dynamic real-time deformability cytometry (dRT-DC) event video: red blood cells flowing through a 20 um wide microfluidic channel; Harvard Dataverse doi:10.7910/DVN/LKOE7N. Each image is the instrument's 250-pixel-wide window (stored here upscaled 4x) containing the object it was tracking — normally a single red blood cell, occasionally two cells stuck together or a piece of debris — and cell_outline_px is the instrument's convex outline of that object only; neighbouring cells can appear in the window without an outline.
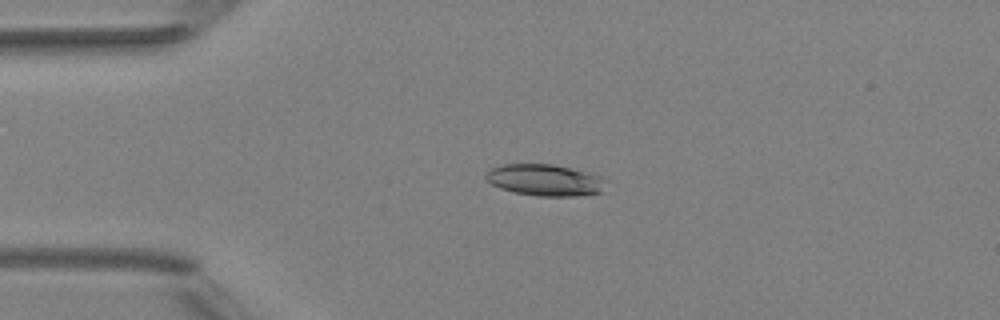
{"species": "Egyptian fruit bat (a non-hibernating species)", "species_latin": "Rousettus aegyptiacus", "temperature_condition": "room temperature", "stored_images_in_passage": 6, "camera_frame_rate_fps": 3000, "um_per_image_px": 0.085, "animal": {"sex": "female"}, "frame": {"image": 1, "passage_image": 4, "time_ms": 3.333, "image_size_px": [1000, 320], "cell_outline_px": [[608, 180], [600, 192], [576, 196], [536, 196], [516, 192], [500, 188], [484, 180], [484, 172], [488, 168], [500, 164], [552, 164], [604, 176]], "centroid_in_image_um": [46.27, 15.29], "position_along_channel_um": 38.7, "area_um2": 22.37}}